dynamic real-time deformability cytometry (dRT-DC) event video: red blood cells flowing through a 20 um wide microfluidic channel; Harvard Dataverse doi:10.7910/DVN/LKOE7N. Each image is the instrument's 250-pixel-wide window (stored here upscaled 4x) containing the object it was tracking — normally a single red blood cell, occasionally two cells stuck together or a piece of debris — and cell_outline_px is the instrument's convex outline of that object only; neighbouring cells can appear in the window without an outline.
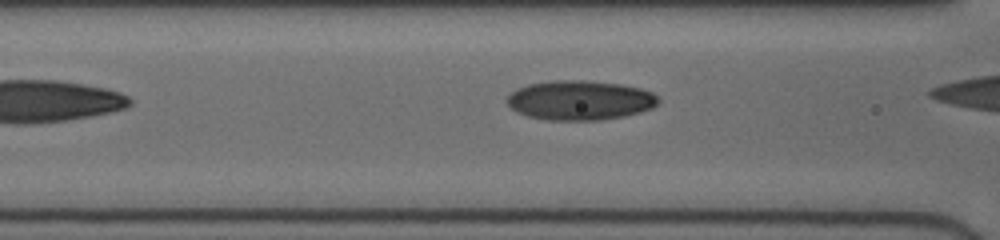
{"species": "human", "species_latin": "Homo sapiens", "temperature_condition": "cold", "stored_images_in_passage": 24, "camera_frame_rate_fps": 3000, "um_per_image_px": 0.085, "donor": {"sex": "female"}, "frame": {"image": 1, "passage_image": 4, "time_ms": 1.0, "image_size_px": [1000, 240], "cell_outline_px": [[660, 100], [652, 108], [640, 112], [624, 116], [600, 120], [548, 120], [528, 116], [516, 112], [508, 104], [508, 96], [516, 88], [528, 84], [556, 80], [588, 80], [620, 84], [640, 88], [652, 92]], "centroid_in_image_um": [49.3, 8.52], "position_along_channel_um": 117.3, "area_um2": 34.85}}
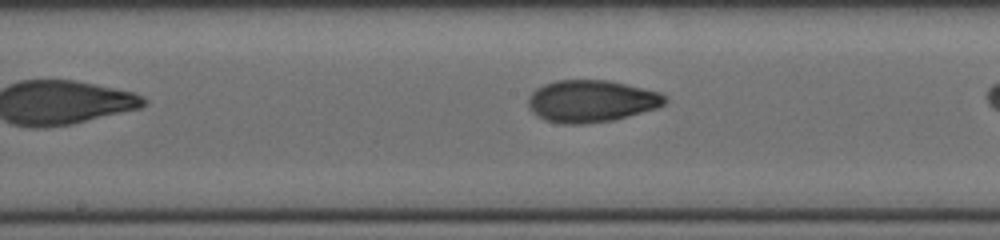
{"frame": {"image": 2, "passage_image": 10, "time_ms": 3.0, "image_size_px": [1000, 240], "cell_outline_px": [[668, 100], [664, 104], [656, 108], [628, 116], [612, 120], [584, 124], [564, 124], [544, 120], [532, 112], [528, 104], [528, 96], [536, 88], [544, 84], [556, 80], [608, 80], [660, 92]], "centroid_in_image_um": [50.23, 8.59], "position_along_channel_um": 198.0, "area_um2": 33.47}}
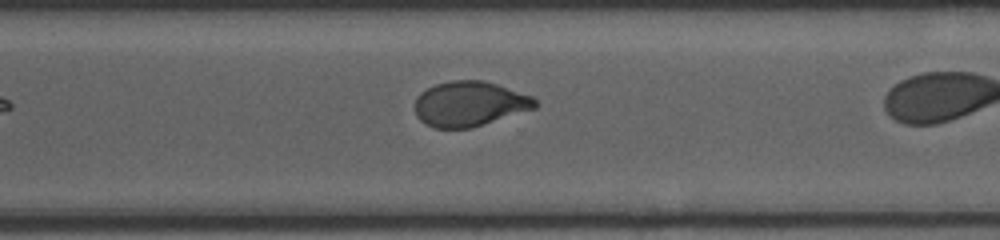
{"frame": {"image": 3, "passage_image": 20, "time_ms": 6.333, "image_size_px": [1000, 240], "cell_outline_px": [[540, 104], [536, 108], [472, 128], [436, 128], [424, 124], [416, 116], [416, 96], [420, 92], [436, 84], [452, 80], [480, 80], [496, 84], [532, 96]], "centroid_in_image_um": [39.92, 8.83], "position_along_channel_um": 330.7, "area_um2": 31.56}}